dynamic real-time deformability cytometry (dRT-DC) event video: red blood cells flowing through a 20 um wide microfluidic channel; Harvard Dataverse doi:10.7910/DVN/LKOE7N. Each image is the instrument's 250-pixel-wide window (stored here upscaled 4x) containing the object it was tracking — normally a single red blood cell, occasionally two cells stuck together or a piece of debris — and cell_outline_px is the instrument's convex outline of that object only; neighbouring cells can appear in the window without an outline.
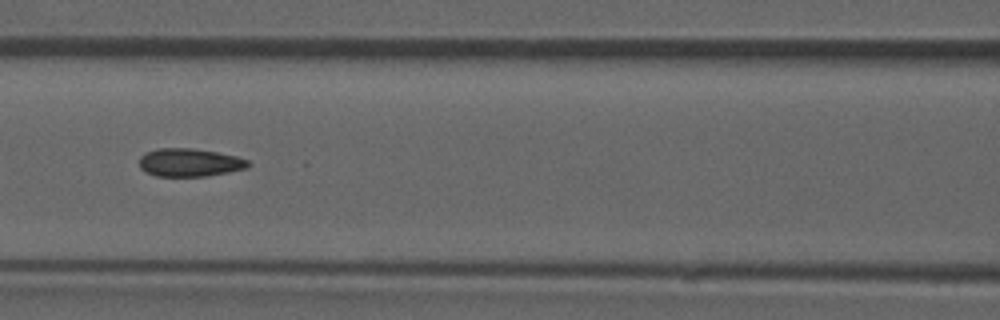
{"species": "common noctule bat (a hibernating species)", "species_latin": "Nyctalus noctula", "temperature_condition": "room temperature", "stored_images_in_passage": 51, "camera_frame_rate_fps": 3000, "um_per_image_px": 0.085, "animal": {"sex": "male", "forearm_length_mm": 52.5}, "frame": {"image": 1, "passage_image": 22, "time_ms": 7.0, "image_size_px": [1000, 320], "cell_outline_px": [[252, 164], [248, 168], [208, 176], [156, 176], [144, 172], [140, 168], [140, 156], [156, 148], [192, 148], [216, 152], [236, 156], [248, 160]], "centroid_in_image_um": [16.13, 13.82], "position_along_channel_um": 150.5, "area_um2": 17.92}, "authors_computed_cell_mechanics": {"area_um2": 18.0336, "velocity_mm_per_s": 3.9188, "shape_relaxation_time_tau1_ms": null, "shape_relaxation_time_tau2_ms": 1.6741, "deformation_change_tau1": null, "deformation_change_tau2": 0.0656}}